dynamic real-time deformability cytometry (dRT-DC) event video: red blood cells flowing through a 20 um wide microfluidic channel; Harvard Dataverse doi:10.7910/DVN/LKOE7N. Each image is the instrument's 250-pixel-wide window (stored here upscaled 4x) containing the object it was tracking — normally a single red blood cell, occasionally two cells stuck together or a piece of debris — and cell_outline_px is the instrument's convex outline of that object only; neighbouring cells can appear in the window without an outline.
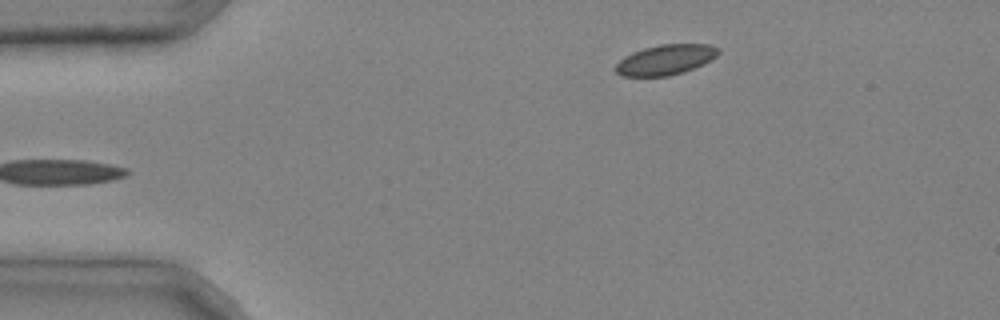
{"species": "common noctule bat (a hibernating species)", "species_latin": "Nyctalus noctula", "temperature_condition": "cold", "stored_images_in_passage": 5, "camera_frame_rate_fps": 3000, "um_per_image_px": 0.085, "animal": {"sex": "male", "body_mass_g": 20.4}, "frame": {"image": 1, "passage_image": 1, "time_ms": 0.0, "image_size_px": [1000, 320], "cell_outline_px": [[720, 52], [712, 60], [704, 64], [684, 72], [668, 76], [620, 76], [616, 72], [616, 64], [624, 56], [632, 52], [644, 48], [660, 44], [708, 44], [720, 48]], "centroid_in_image_um": [56.59, 5.07], "position_along_channel_um": 28.4, "area_um2": 18.21}}
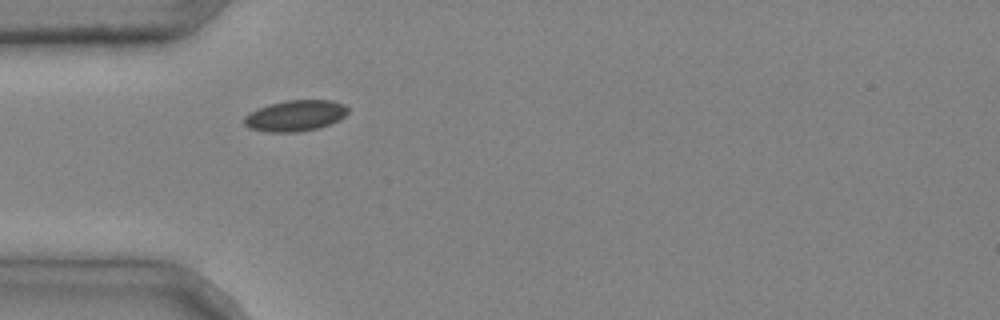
{"frame": {"image": 2, "passage_image": 3, "time_ms": 0.667, "image_size_px": [1000, 320], "cell_outline_px": [[348, 112], [340, 120], [320, 128], [300, 132], [264, 132], [248, 128], [244, 124], [244, 116], [268, 104], [288, 100], [332, 100], [344, 104], [348, 108]], "centroid_in_image_um": [25.12, 9.84], "position_along_channel_um": 59.9, "area_um2": 18.9}}